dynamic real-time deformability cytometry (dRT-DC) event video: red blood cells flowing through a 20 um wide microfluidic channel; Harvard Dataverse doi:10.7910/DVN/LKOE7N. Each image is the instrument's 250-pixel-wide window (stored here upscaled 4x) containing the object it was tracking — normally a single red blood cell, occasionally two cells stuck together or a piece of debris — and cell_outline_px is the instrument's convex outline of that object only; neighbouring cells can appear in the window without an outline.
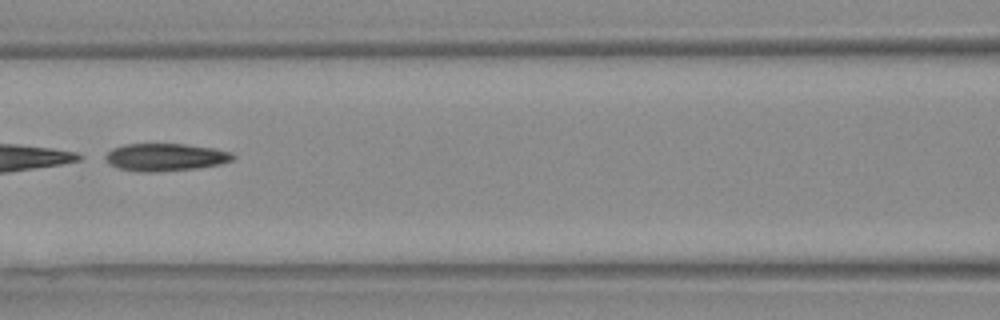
{"species": "Egyptian fruit bat (a non-hibernating species)", "species_latin": "Rousettus aegyptiacus", "temperature_condition": "warm", "stored_images_in_passage": 5, "camera_frame_rate_fps": 3000, "um_per_image_px": 0.085, "animal": {"sex": "female"}, "frame": {"image": 1, "passage_image": 3, "time_ms": 0.667, "image_size_px": [1000, 320], "cell_outline_px": [[236, 156], [232, 160], [220, 164], [196, 168], [156, 172], [140, 172], [120, 168], [112, 164], [100, 156], [112, 148], [124, 144], [184, 144], [216, 148], [232, 152]], "centroid_in_image_um": [14.05, 13.35], "position_along_channel_um": 152.6, "area_um2": 20.63}}
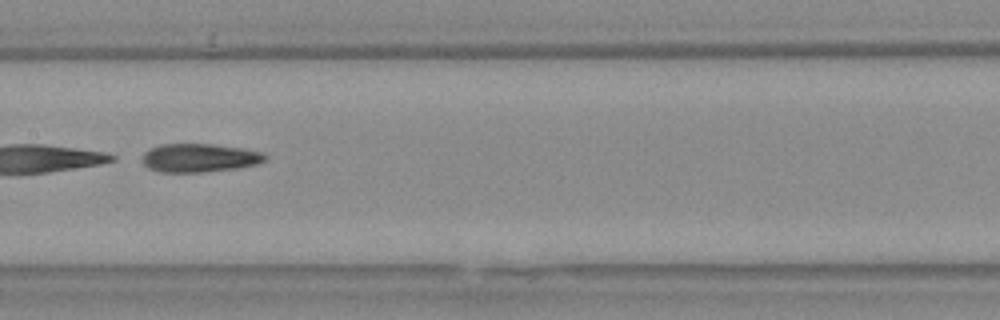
{"frame": {"image": 2, "passage_image": 4, "time_ms": 1.0, "image_size_px": [1000, 320], "cell_outline_px": [[268, 160], [256, 164], [240, 168], [204, 172], [160, 172], [148, 168], [140, 160], [144, 152], [148, 148], [160, 144], [212, 144], [240, 148], [260, 152], [268, 156]], "centroid_in_image_um": [16.92, 13.42], "position_along_channel_um": 190.5, "area_um2": 20.63}}